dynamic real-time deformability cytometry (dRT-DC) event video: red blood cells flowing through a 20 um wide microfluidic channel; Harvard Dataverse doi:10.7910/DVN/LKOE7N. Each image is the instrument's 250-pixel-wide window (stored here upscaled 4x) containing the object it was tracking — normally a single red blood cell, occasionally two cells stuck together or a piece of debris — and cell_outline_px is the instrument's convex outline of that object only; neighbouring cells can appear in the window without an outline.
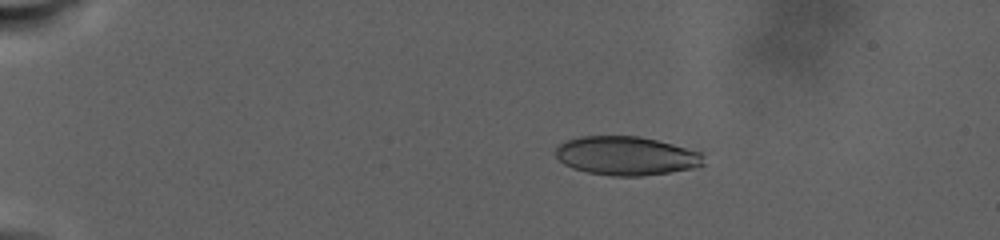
{"species": "human", "species_latin": "Homo sapiens", "temperature_condition": "warm", "stored_images_in_passage": 61, "camera_frame_rate_fps": 3000, "um_per_image_px": 0.085, "donor": {"sex": "male"}, "frame": {"image": 1, "passage_image": 9, "time_ms": 6.333, "image_size_px": [1000, 240], "cell_outline_px": [[704, 164], [692, 168], [668, 172], [640, 176], [612, 176], [588, 172], [572, 168], [564, 164], [552, 152], [556, 144], [564, 140], [580, 136], [640, 136], [704, 152]], "centroid_in_image_um": [53.18, 13.23], "position_along_channel_um": 31.8, "area_um2": 33.81}}
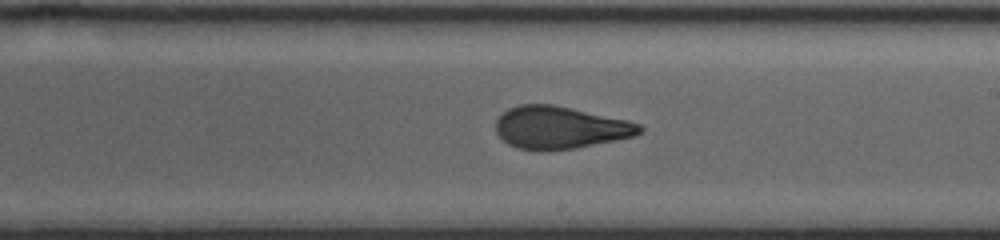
{"frame": {"image": 2, "passage_image": 36, "time_ms": 19.333, "image_size_px": [1000, 240], "cell_outline_px": [[644, 132], [636, 136], [576, 148], [548, 152], [540, 152], [516, 148], [508, 144], [496, 132], [496, 120], [508, 108], [520, 104], [552, 104], [572, 108], [628, 120], [640, 124], [644, 128]], "centroid_in_image_um": [47.62, 10.86], "position_along_channel_um": 241.4, "area_um2": 36.07}}
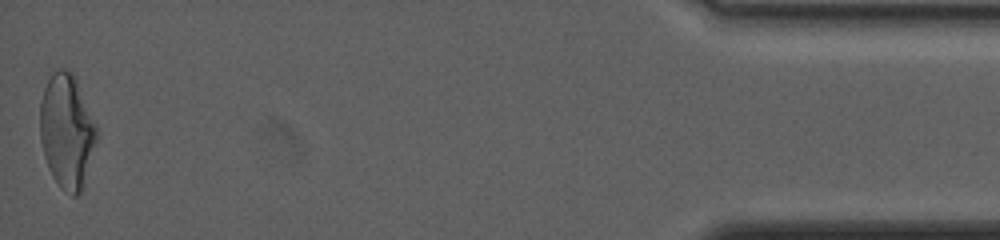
{"frame": {"image": 3, "passage_image": 61, "time_ms": 30.667, "image_size_px": [1000, 240], "cell_outline_px": [[96, 140], [80, 192], [76, 196], [72, 196], [60, 188], [52, 176], [48, 168], [44, 156], [40, 140], [40, 100], [44, 88], [52, 72], [60, 68], [72, 72], [76, 76], [96, 124]], "centroid_in_image_um": [5.65, 11.11], "position_along_channel_um": 429.5, "area_um2": 37.51}, "authors_computed_cell_mechanics": {"area_um2": 35.6048, "velocity_mm_per_s": 2.3348, "shape_relaxation_time_tau1_ms": null, "shape_relaxation_time_tau2_ms": 1.903, "deformation_change_tau1": null, "deformation_change_tau2": 0.0871}}